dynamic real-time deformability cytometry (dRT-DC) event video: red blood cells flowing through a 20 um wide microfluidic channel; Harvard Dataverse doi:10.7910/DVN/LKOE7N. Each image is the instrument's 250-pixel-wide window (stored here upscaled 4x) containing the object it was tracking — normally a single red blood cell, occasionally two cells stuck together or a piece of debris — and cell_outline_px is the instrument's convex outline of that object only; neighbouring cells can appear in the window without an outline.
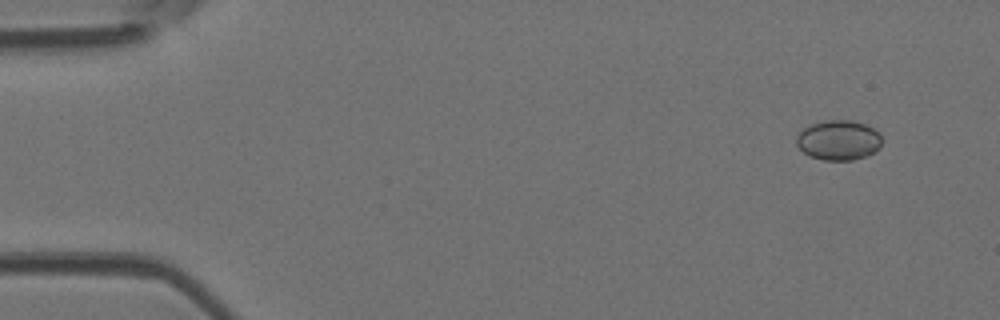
{"species": "Egyptian fruit bat (a non-hibernating species)", "species_latin": "Rousettus aegyptiacus", "temperature_condition": "room temperature", "stored_images_in_passage": 4, "camera_frame_rate_fps": 3000, "um_per_image_px": 0.085, "animal": {"sex": "female"}, "frame": {"image": 1, "passage_image": 1, "time_ms": 0.0, "image_size_px": [1000, 320], "cell_outline_px": [[880, 148], [868, 156], [852, 160], [824, 160], [808, 156], [796, 144], [796, 136], [808, 124], [828, 120], [852, 120], [864, 124], [880, 132]], "centroid_in_image_um": [71.27, 11.92], "position_along_channel_um": 13.7, "area_um2": 20.0}}
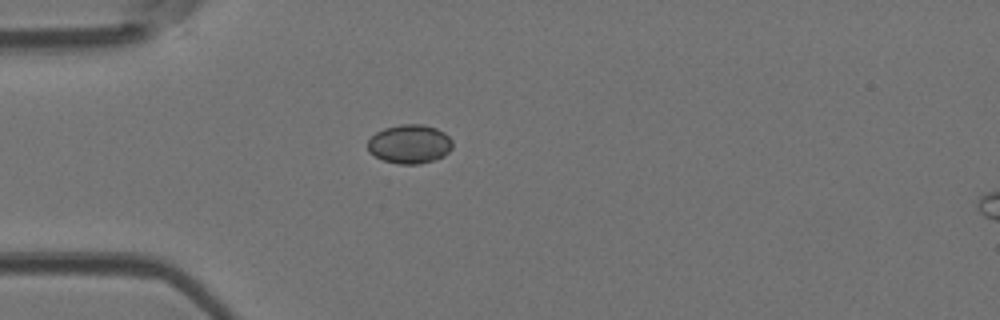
{"frame": {"image": 2, "passage_image": 4, "time_ms": 1.0, "image_size_px": [1000, 320], "cell_outline_px": [[452, 148], [444, 156], [420, 164], [400, 164], [384, 160], [368, 152], [368, 140], [376, 132], [384, 128], [400, 124], [424, 124], [436, 128], [444, 132], [452, 140]], "centroid_in_image_um": [34.82, 12.23], "position_along_channel_um": 50.2, "area_um2": 19.25}}